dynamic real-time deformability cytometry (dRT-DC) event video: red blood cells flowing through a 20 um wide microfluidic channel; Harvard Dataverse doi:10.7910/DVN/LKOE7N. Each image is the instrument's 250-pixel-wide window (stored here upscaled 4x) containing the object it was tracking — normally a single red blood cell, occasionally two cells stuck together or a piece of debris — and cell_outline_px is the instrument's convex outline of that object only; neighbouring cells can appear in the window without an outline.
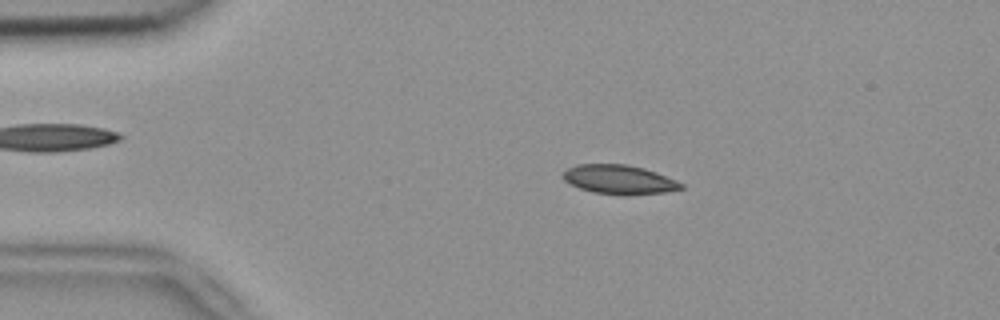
{"species": "common noctule bat (a hibernating species)", "species_latin": "Nyctalus noctula", "temperature_condition": "room temperature", "stored_images_in_passage": 52, "camera_frame_rate_fps": 3000, "um_per_image_px": 0.085, "animal": {"sex": "female", "body_mass_g": 18.4}, "frame": {"image": 1, "passage_image": 10, "time_ms": 3.0, "image_size_px": [1000, 320], "cell_outline_px": [[684, 188], [664, 192], [624, 196], [620, 196], [592, 192], [580, 188], [564, 180], [564, 172], [568, 168], [576, 164], [628, 164], [644, 168], [656, 172], [676, 180], [684, 184]], "centroid_in_image_um": [52.66, 15.27], "position_along_channel_um": 32.3, "area_um2": 20.17}}
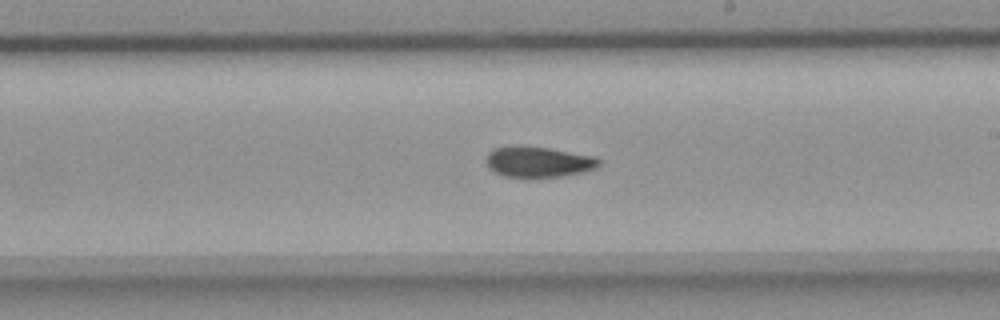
{"frame": {"image": 2, "passage_image": 30, "time_ms": 9.667, "image_size_px": [1000, 320], "cell_outline_px": [[604, 160], [596, 168], [564, 176], [528, 180], [504, 176], [492, 172], [488, 168], [484, 160], [488, 152], [492, 148], [548, 148], [596, 156]], "centroid_in_image_um": [45.76, 13.83], "position_along_channel_um": 243.2, "area_um2": 20.58}}
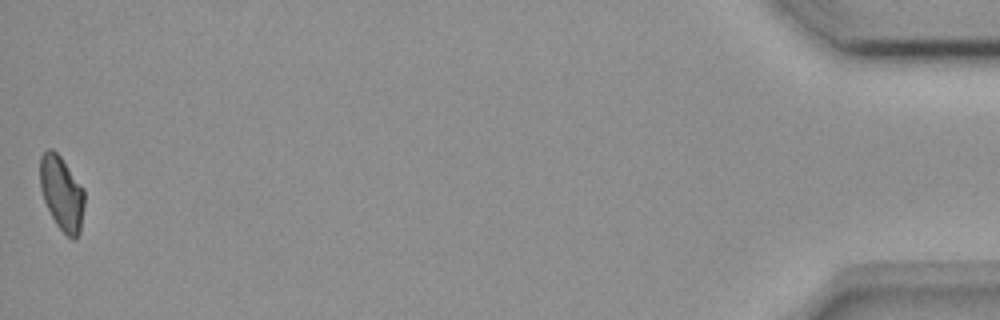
{"frame": {"image": 3, "passage_image": 52, "time_ms": 17.0, "image_size_px": [1000, 320], "cell_outline_px": [[84, 204], [80, 232], [76, 240], [72, 240], [56, 224], [44, 200], [40, 188], [40, 156], [48, 148], [52, 148], [60, 156], [84, 188]], "centroid_in_image_um": [5.25, 16.42], "position_along_channel_um": 429.9, "area_um2": 19.19}, "authors_computed_cell_mechanics": {"area_um2": 20.23, "velocity_mm_per_s": 3.8547, "shape_relaxation_time_tau1_ms": 8.7805, "shape_relaxation_time_tau2_ms": 8.5637, "deformation_change_tau1": 0.1692, "deformation_change_tau2": 0.1081}}